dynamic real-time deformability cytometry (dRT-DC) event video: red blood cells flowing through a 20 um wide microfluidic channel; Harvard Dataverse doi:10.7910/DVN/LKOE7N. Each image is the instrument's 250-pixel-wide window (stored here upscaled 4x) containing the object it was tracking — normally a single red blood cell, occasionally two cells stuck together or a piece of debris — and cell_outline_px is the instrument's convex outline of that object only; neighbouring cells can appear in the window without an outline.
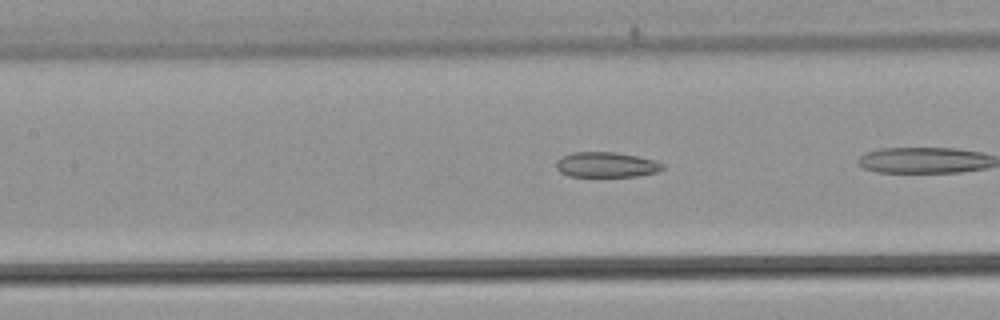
{"species": "common noctule bat (a hibernating species)", "species_latin": "Nyctalus noctula", "temperature_condition": "warm", "stored_images_in_passage": 25, "camera_frame_rate_fps": 3000, "um_per_image_px": 0.085, "animal": {"sex": "male", "body_mass_g": 21.5, "forearm_length_mm": 52.0}, "frame": {"image": 1, "passage_image": 8, "time_ms": 2.333, "image_size_px": [1000, 320], "cell_outline_px": [[664, 168], [656, 172], [636, 176], [568, 176], [560, 172], [556, 168], [556, 160], [560, 156], [576, 152], [616, 152], [656, 160], [664, 164]], "centroid_in_image_um": [51.51, 13.99], "position_along_channel_um": 155.9, "area_um2": 15.66}}